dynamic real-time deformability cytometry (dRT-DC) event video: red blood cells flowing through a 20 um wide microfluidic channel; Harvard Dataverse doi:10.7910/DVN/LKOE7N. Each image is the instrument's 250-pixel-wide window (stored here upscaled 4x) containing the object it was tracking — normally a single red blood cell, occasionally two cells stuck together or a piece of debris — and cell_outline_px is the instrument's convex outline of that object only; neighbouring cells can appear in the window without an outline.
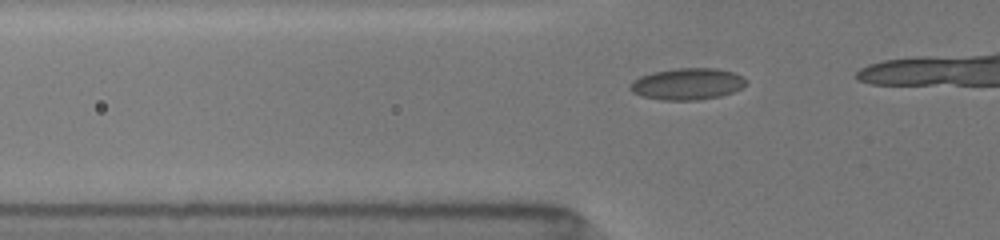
{"species": "common noctule bat (a hibernating species)", "species_latin": "Nyctalus noctula", "temperature_condition": "room temperature", "stored_images_in_passage": 10, "camera_frame_rate_fps": 3000, "um_per_image_px": 0.085, "animal": {"sex": "female", "body_mass_g": 19.5, "forearm_length_mm": 54.1}, "frame": {"image": 1, "passage_image": 4, "time_ms": 1.0, "image_size_px": [1000, 240], "cell_outline_px": [[748, 84], [732, 92], [720, 96], [700, 100], [660, 100], [640, 96], [632, 92], [628, 88], [628, 84], [632, 80], [640, 76], [652, 72], [676, 68], [716, 68], [732, 72], [744, 76], [748, 80]], "centroid_in_image_um": [58.4, 7.13], "position_along_channel_um": 67.4, "area_um2": 21.73}}
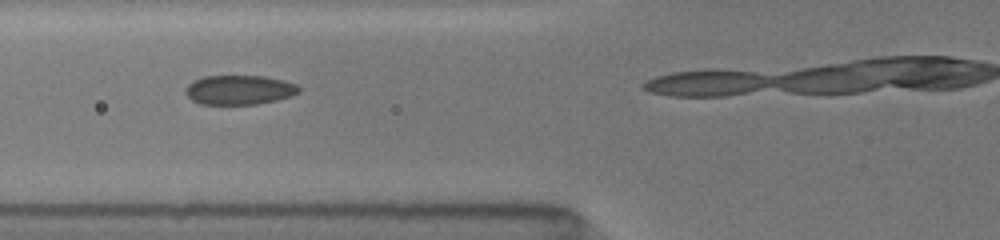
{"frame": {"image": 2, "passage_image": 7, "time_ms": 2.0, "image_size_px": [1000, 240], "cell_outline_px": [[300, 92], [292, 96], [276, 100], [256, 104], [200, 104], [192, 100], [184, 92], [184, 88], [192, 80], [204, 76], [264, 76], [284, 80], [296, 84], [300, 88]], "centroid_in_image_um": [20.32, 7.63], "position_along_channel_um": 105.5, "area_um2": 19.59}}